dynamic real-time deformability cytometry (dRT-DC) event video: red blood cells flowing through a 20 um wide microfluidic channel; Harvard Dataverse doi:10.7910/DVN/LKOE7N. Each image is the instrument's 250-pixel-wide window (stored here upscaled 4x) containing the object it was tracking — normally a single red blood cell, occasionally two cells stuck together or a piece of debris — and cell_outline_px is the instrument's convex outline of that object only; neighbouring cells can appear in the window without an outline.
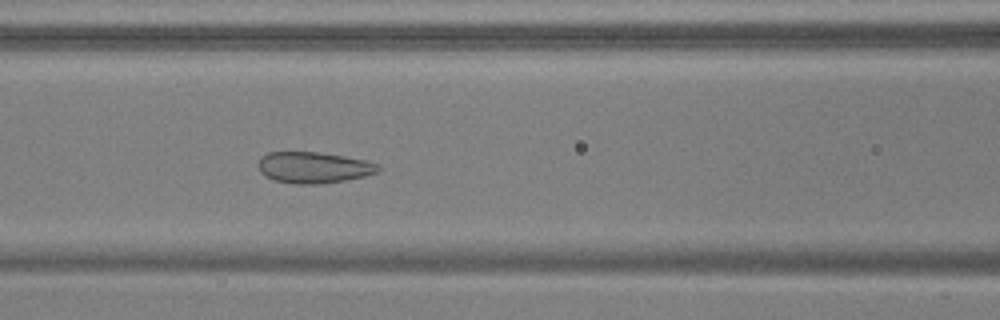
{"species": "common noctule bat (a hibernating species)", "species_latin": "Nyctalus noctula", "temperature_condition": "warm", "stored_images_in_passage": 54, "camera_frame_rate_fps": 3000, "um_per_image_px": 0.085, "animal": {"sex": "male", "body_mass_g": 17.9, "forearm_length_mm": 54.2}, "frame": {"image": 1, "passage_image": 24, "time_ms": 7.667, "image_size_px": [1000, 320], "cell_outline_px": [[380, 168], [376, 172], [364, 176], [344, 180], [316, 184], [296, 184], [276, 180], [264, 176], [260, 172], [256, 164], [260, 156], [268, 152], [316, 152], [344, 156], [364, 160], [380, 164]], "centroid_in_image_um": [26.6, 14.23], "position_along_channel_um": 140.0, "area_um2": 21.79}}
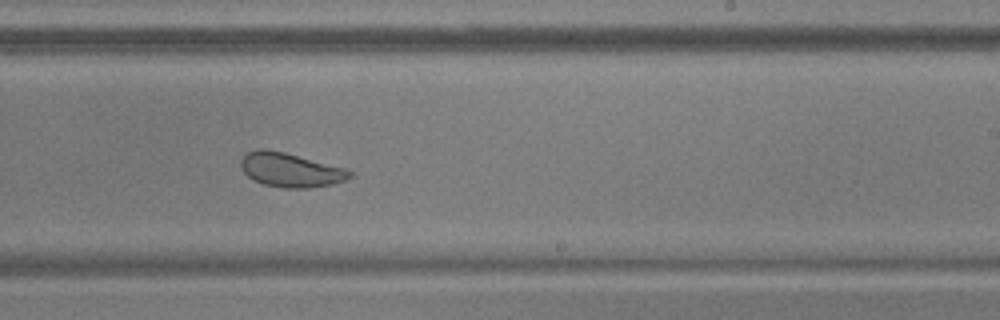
{"frame": {"image": 2, "passage_image": 34, "time_ms": 11.0, "image_size_px": [1000, 320], "cell_outline_px": [[352, 176], [344, 180], [332, 184], [308, 188], [284, 188], [264, 184], [248, 176], [244, 172], [240, 164], [240, 160], [248, 152], [256, 148], [264, 148], [284, 152], [348, 168], [352, 172]], "centroid_in_image_um": [24.71, 14.43], "position_along_channel_um": 264.3, "area_um2": 21.68}}
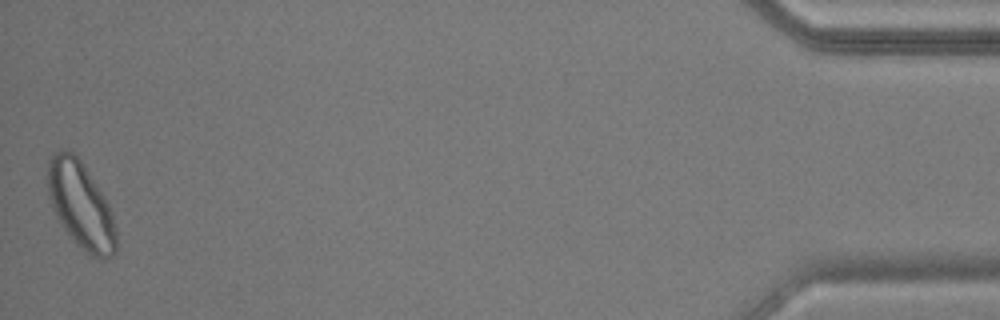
{"frame": {"image": 3, "passage_image": 54, "time_ms": 17.667, "image_size_px": [1000, 320], "cell_outline_px": [[116, 252], [112, 256], [104, 260], [92, 256], [80, 248], [76, 244], [64, 228], [56, 216], [52, 208], [48, 196], [48, 164], [52, 156], [60, 148], [72, 152], [80, 160], [104, 196], [108, 204], [116, 228]], "centroid_in_image_um": [6.87, 17.48], "position_along_channel_um": 428.3, "area_um2": 34.28}, "authors_computed_cell_mechanics": {"area_um2": 28.1197, "velocity_mm_per_s": 3.74, "shape_relaxation_time_tau1_ms": 4.9081, "shape_relaxation_time_tau2_ms": 0.9534, "deformation_change_tau1": 0.1215, "deformation_change_tau2": 0.0779}}